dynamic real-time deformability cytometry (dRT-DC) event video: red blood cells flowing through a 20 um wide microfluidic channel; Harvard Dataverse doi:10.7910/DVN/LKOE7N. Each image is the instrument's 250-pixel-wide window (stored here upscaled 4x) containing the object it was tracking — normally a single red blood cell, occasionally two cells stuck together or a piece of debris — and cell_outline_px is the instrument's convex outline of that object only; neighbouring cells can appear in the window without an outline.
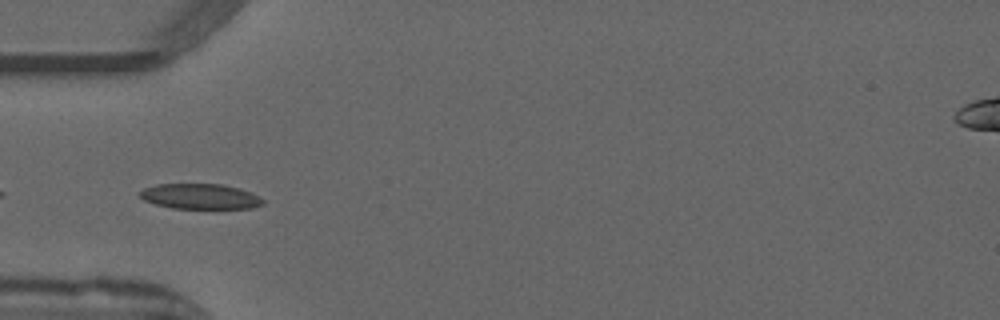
{"species": "common noctule bat (a hibernating species)", "species_latin": "Nyctalus noctula", "temperature_condition": "warm", "stored_images_in_passage": 6, "camera_frame_rate_fps": 3000, "um_per_image_px": 0.085, "animal": {"sex": "male", "forearm_length_mm": 52.5}, "frame": {"image": 1, "passage_image": 4, "time_ms": 1.0, "image_size_px": [1000, 320], "cell_outline_px": [[264, 204], [252, 208], [172, 208], [156, 204], [144, 200], [136, 192], [144, 188], [156, 184], [220, 184], [240, 188], [264, 200]], "centroid_in_image_um": [16.97, 16.69], "position_along_channel_um": 68.0, "area_um2": 18.03}}